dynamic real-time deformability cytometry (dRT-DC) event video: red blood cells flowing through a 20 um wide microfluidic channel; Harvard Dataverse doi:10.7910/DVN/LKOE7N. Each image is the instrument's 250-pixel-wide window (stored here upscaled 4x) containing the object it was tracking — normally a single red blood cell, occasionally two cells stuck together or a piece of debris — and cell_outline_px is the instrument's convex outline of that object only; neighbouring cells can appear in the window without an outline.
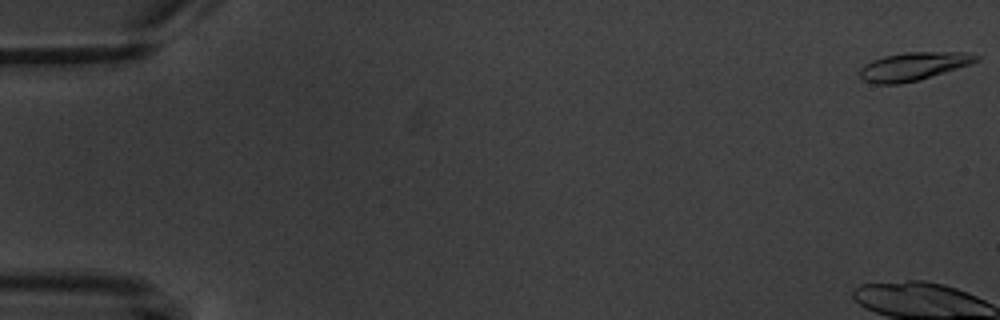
{"species": "common noctule bat (a hibernating species)", "species_latin": "Nyctalus noctula", "temperature_condition": "warm", "stored_images_in_passage": 7, "camera_frame_rate_fps": 3000, "um_per_image_px": 0.085, "animal": {"sex": "male", "body_mass_g": 20.1, "forearm_length_mm": 53.5}, "frame": {"image": 1, "passage_image": 1, "time_ms": 0.0, "image_size_px": [1000, 320], "cell_outline_px": [[980, 60], [972, 64], [920, 80], [900, 84], [876, 84], [864, 80], [860, 76], [860, 68], [864, 64], [872, 60], [884, 56], [904, 52], [968, 52], [980, 56]], "centroid_in_image_um": [77.68, 5.64], "position_along_channel_um": 7.3, "area_um2": 19.36}}